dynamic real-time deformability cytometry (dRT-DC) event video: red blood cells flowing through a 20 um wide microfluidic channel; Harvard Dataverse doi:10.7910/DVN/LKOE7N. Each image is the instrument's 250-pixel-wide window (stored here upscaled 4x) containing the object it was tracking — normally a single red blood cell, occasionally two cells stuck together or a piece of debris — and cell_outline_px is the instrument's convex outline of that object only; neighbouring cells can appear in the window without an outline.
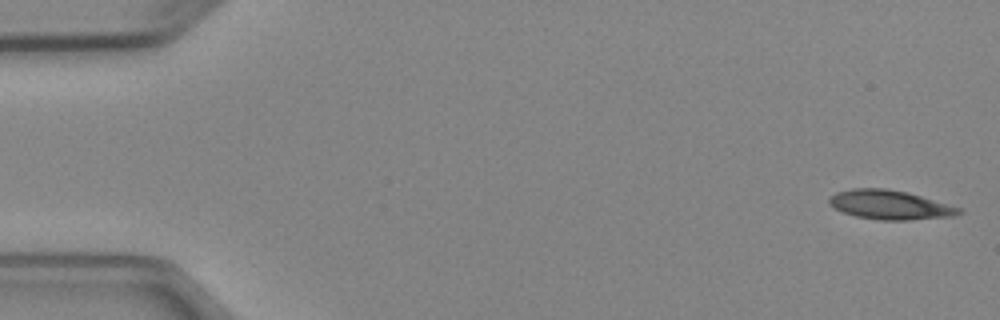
{"species": "Egyptian fruit bat (a non-hibernating species)", "species_latin": "Rousettus aegyptiacus", "temperature_condition": "cold", "stored_images_in_passage": 4, "camera_frame_rate_fps": 3000, "um_per_image_px": 0.085, "animal": {"sex": "female"}, "frame": {"image": 1, "passage_image": 1, "time_ms": 0.0, "image_size_px": [1000, 320], "cell_outline_px": [[964, 212], [956, 216], [908, 220], [880, 220], [856, 216], [844, 212], [828, 204], [828, 196], [836, 192], [852, 188], [888, 188], [908, 192], [964, 208]], "centroid_in_image_um": [75.69, 17.4], "position_along_channel_um": 9.3, "area_um2": 22.43}}
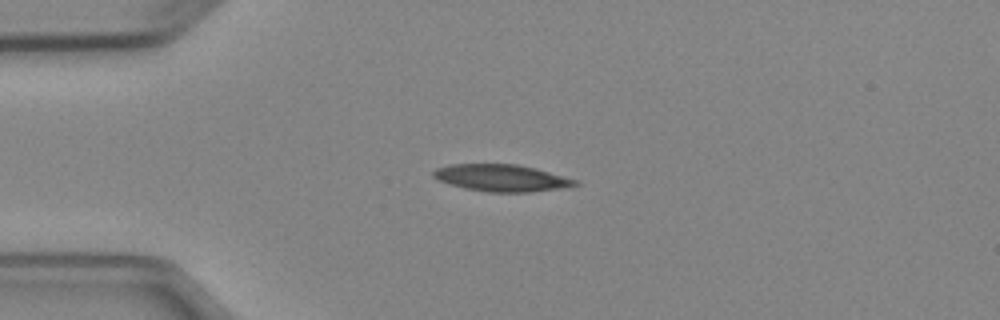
{"frame": {"image": 2, "passage_image": 4, "time_ms": 3.667, "image_size_px": [1000, 320], "cell_outline_px": [[580, 184], [572, 188], [532, 192], [488, 192], [464, 188], [440, 180], [432, 176], [432, 172], [436, 168], [448, 164], [516, 164], [536, 168], [580, 180]], "centroid_in_image_um": [42.74, 15.13], "position_along_channel_um": 42.3, "area_um2": 22.66}}